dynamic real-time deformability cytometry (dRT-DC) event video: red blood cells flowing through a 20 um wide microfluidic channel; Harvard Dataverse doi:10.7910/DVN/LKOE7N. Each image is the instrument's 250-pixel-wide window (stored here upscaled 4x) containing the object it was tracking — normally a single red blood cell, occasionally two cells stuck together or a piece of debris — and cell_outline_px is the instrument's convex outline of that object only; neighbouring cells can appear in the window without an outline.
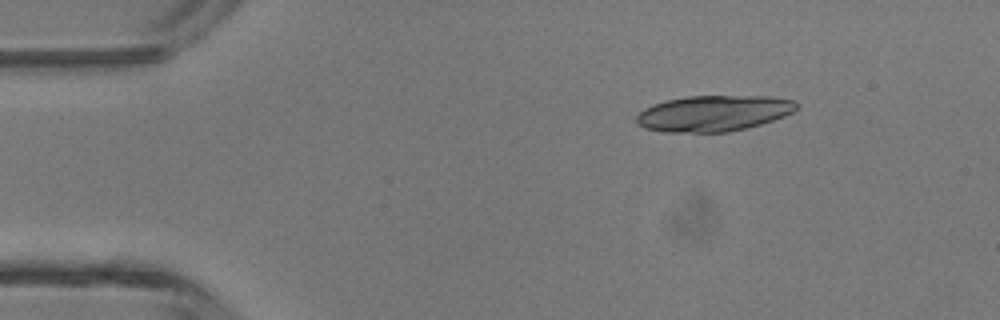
{"species": "common noctule bat (a hibernating species)", "species_latin": "Nyctalus noctula", "temperature_condition": "room temperature", "stored_images_in_passage": 4, "camera_frame_rate_fps": 3000, "um_per_image_px": 0.085, "animal": {"sex": "male", "body_mass_g": 13.3}, "frame": {"image": 1, "passage_image": 2, "time_ms": 0.333, "image_size_px": [1000, 320], "cell_outline_px": [[796, 108], [792, 112], [784, 116], [760, 124], [728, 132], [664, 132], [644, 128], [636, 124], [636, 116], [644, 108], [652, 104], [668, 100], [688, 96], [768, 96], [796, 100]], "centroid_in_image_um": [60.61, 9.63], "position_along_channel_um": 24.4, "area_um2": 33.41}}